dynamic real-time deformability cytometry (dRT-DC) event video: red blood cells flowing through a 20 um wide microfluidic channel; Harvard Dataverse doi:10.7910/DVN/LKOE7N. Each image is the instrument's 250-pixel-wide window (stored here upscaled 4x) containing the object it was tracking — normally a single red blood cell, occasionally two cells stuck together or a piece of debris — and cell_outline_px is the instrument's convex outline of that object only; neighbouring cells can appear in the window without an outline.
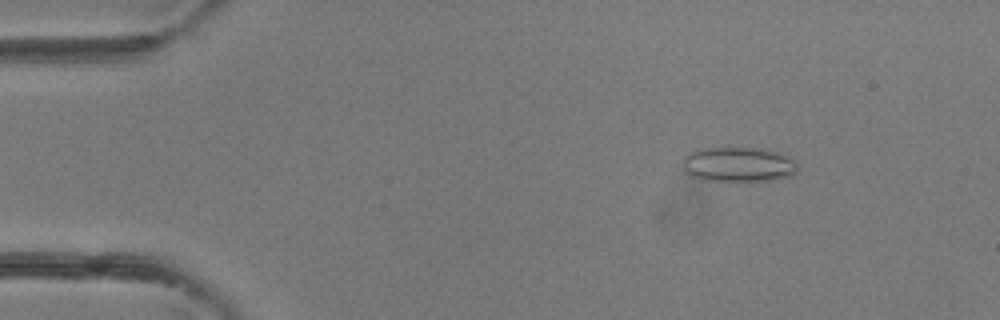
{"species": "common noctule bat (a hibernating species)", "species_latin": "Nyctalus noctula", "temperature_condition": "room temperature", "stored_images_in_passage": 42, "camera_frame_rate_fps": 3000, "um_per_image_px": 0.085, "animal": {"sex": "female"}, "frame": {"image": 1, "passage_image": 6, "time_ms": 1.667, "image_size_px": [1000, 320], "cell_outline_px": [[796, 172], [788, 176], [772, 180], [708, 180], [692, 176], [684, 172], [684, 156], [688, 152], [696, 148], [760, 148], [776, 152], [796, 160]], "centroid_in_image_um": [62.73, 13.96], "position_along_channel_um": 22.3, "area_um2": 23.06}}
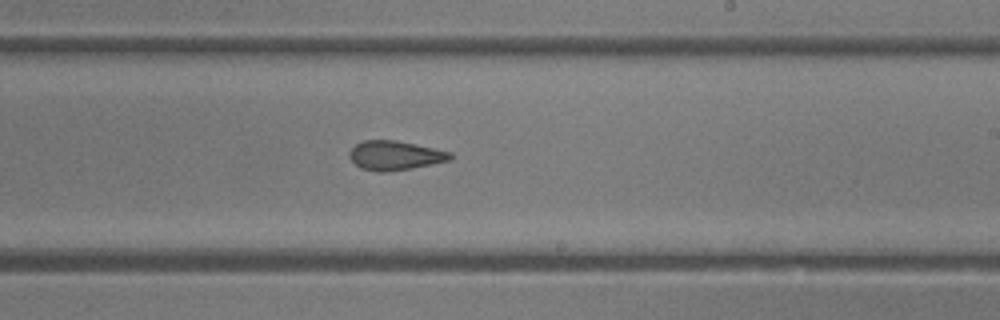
{"frame": {"image": 2, "passage_image": 25, "time_ms": 8.0, "image_size_px": [1000, 320], "cell_outline_px": [[452, 160], [412, 168], [384, 172], [376, 172], [360, 168], [348, 156], [348, 152], [356, 144], [364, 140], [392, 140], [416, 144], [452, 152]], "centroid_in_image_um": [33.57, 13.22], "position_along_channel_um": 255.4, "area_um2": 17.22}}
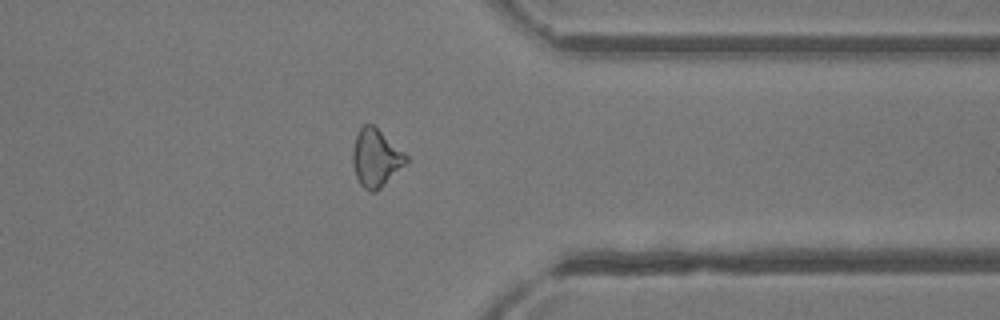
{"frame": {"image": 3, "passage_image": 33, "time_ms": 10.667, "image_size_px": [1000, 320], "cell_outline_px": [[408, 164], [376, 192], [368, 192], [360, 184], [356, 176], [352, 164], [352, 148], [356, 136], [360, 128], [364, 124], [372, 124], [404, 152], [408, 156]], "centroid_in_image_um": [31.96, 13.46], "position_along_channel_um": 379.4, "area_um2": 18.15}}